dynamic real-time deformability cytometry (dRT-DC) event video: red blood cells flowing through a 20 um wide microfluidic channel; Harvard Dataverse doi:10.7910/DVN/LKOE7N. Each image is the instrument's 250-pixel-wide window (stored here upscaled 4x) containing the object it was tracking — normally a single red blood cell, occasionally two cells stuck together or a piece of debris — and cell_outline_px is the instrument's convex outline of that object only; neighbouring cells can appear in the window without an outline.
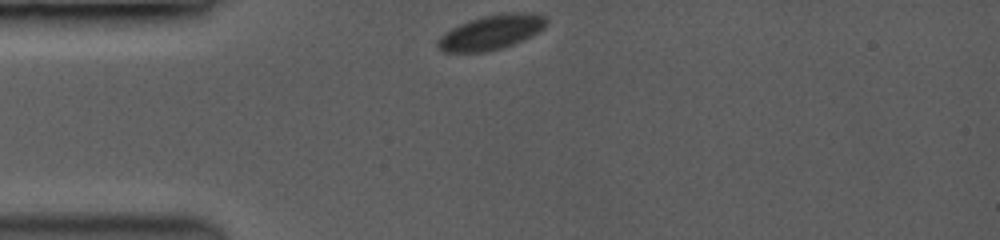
{"species": "common noctule bat (a hibernating species)", "species_latin": "Nyctalus noctula", "temperature_condition": "room temperature", "stored_images_in_passage": 28, "camera_frame_rate_fps": 3500, "um_per_image_px": 0.085, "animal": {"sex": "female", "body_mass_g": 19.0, "forearm_length_mm": 53.3}, "frame": {"image": 1, "passage_image": 1, "time_ms": 0.0, "image_size_px": [1000, 240], "cell_outline_px": [[548, 20], [544, 28], [512, 44], [500, 48], [480, 52], [444, 52], [436, 44], [436, 40], [444, 32], [468, 20], [484, 16], [504, 12], [532, 12], [548, 16]], "centroid_in_image_um": [41.75, 2.71], "position_along_channel_um": 43.3, "area_um2": 21.79}}
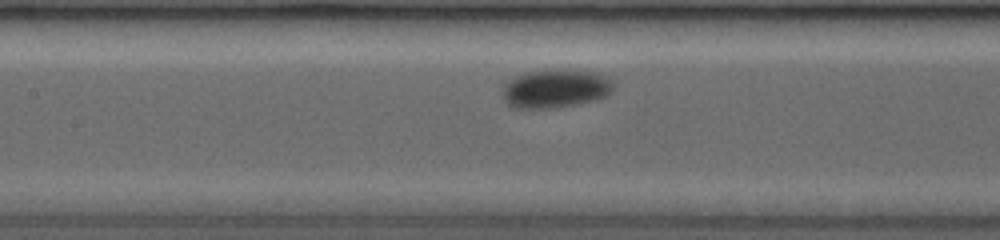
{"frame": {"image": 2, "passage_image": 23, "time_ms": 3.714, "image_size_px": [1000, 240], "cell_outline_px": [[612, 88], [604, 96], [588, 100], [568, 104], [536, 108], [516, 108], [508, 104], [504, 96], [504, 80], [528, 72], [552, 68], [556, 68], [592, 72], [604, 76], [612, 80]], "centroid_in_image_um": [47.13, 7.47], "position_along_channel_um": 160.3, "area_um2": 24.1}}
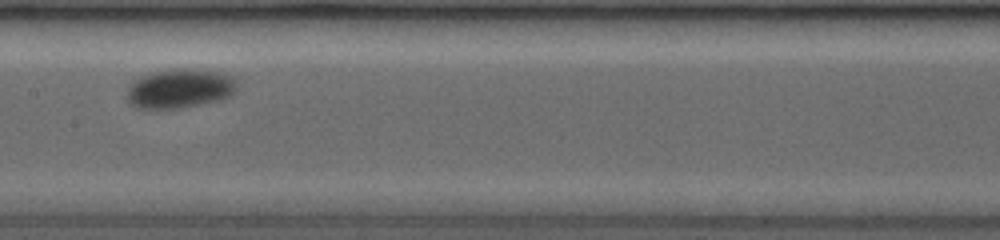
{"frame": {"image": 3, "passage_image": 27, "time_ms": 4.571, "image_size_px": [1000, 240], "cell_outline_px": [[236, 88], [232, 92], [224, 96], [212, 100], [172, 108], [140, 108], [132, 104], [128, 100], [128, 88], [140, 76], [156, 72], [176, 68], [196, 68], [224, 72], [232, 76], [236, 80]], "centroid_in_image_um": [15.27, 7.47], "position_along_channel_um": 192.1, "area_um2": 24.33}}